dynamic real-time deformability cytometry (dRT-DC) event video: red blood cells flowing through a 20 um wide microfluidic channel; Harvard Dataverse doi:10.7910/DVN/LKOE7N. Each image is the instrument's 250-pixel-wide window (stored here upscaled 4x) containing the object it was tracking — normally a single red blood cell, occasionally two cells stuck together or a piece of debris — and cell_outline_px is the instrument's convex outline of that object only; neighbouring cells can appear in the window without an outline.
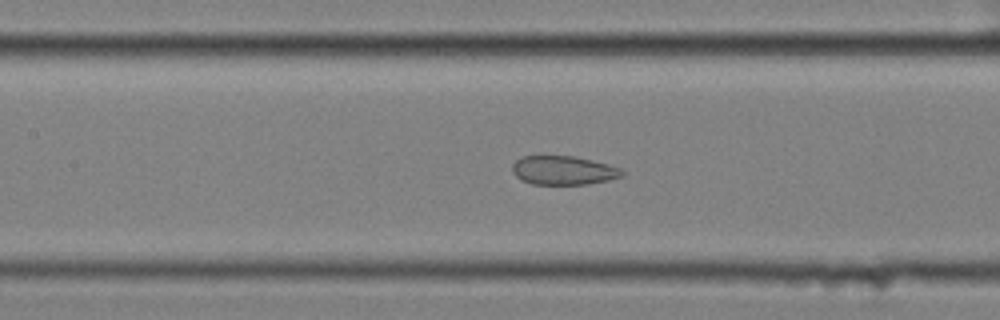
{"species": "common noctule bat (a hibernating species)", "species_latin": "Nyctalus noctula", "temperature_condition": "cold", "stored_images_in_passage": 58, "segment_of_instrument_passage": [2, 2], "camera_frame_rate_fps": 3000, "um_per_image_px": 0.085, "animal": {"sex": "female", "body_mass_g": 25.1}, "frame": {"image": 1, "passage_image": 27, "time_ms": 8.667, "image_size_px": [1000, 320], "cell_outline_px": [[624, 176], [608, 180], [588, 184], [532, 184], [516, 176], [512, 172], [512, 164], [520, 156], [576, 156], [608, 164], [620, 168], [624, 172]], "centroid_in_image_um": [47.9, 14.47], "position_along_channel_um": 159.5, "area_um2": 18.5}}
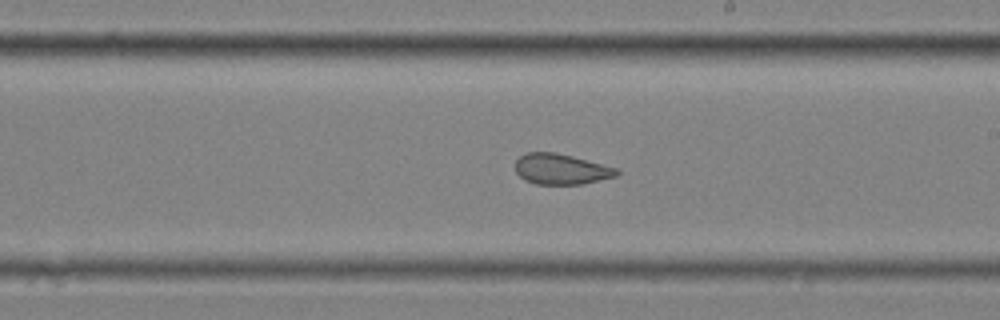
{"frame": {"image": 2, "passage_image": 34, "time_ms": 11.0, "image_size_px": [1000, 320], "cell_outline_px": [[620, 172], [616, 176], [580, 184], [536, 184], [524, 180], [516, 172], [516, 160], [520, 156], [528, 152], [556, 152], [620, 168]], "centroid_in_image_um": [47.71, 14.37], "position_along_channel_um": 241.3, "area_um2": 18.09}}
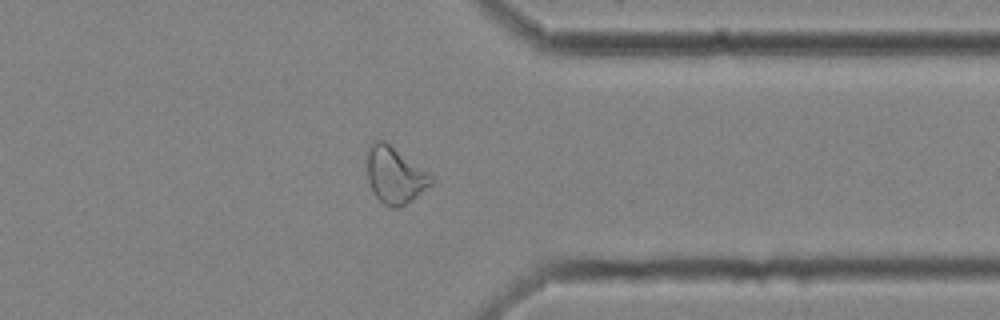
{"frame": {"image": 3, "passage_image": 46, "time_ms": 15.0, "image_size_px": [1000, 320], "cell_outline_px": [[436, 180], [432, 184], [412, 200], [396, 208], [388, 208], [376, 196], [368, 180], [368, 148], [376, 140], [384, 140], [428, 172]], "centroid_in_image_um": [33.59, 14.9], "position_along_channel_um": 377.8, "area_um2": 20.81}}